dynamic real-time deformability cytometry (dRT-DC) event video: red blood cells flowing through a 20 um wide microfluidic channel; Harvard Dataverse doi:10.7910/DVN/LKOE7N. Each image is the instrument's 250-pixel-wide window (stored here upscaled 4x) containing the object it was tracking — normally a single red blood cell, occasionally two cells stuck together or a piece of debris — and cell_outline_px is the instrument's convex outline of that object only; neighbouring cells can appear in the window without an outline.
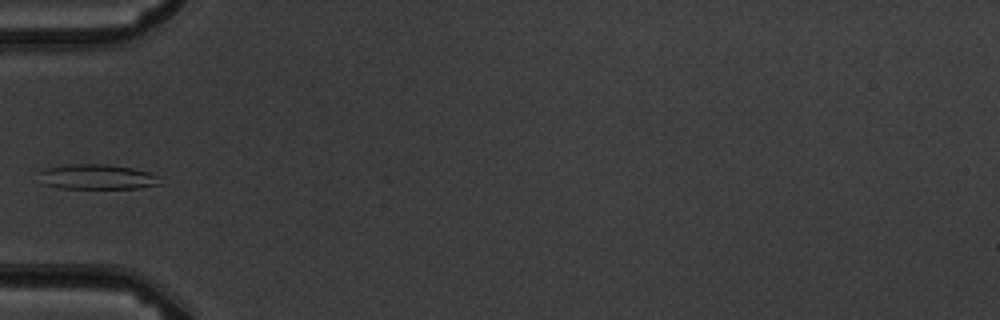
{"species": "common noctule bat (a hibernating species)", "species_latin": "Nyctalus noctula", "temperature_condition": "warm", "stored_images_in_passage": 6, "camera_frame_rate_fps": 3000, "um_per_image_px": 0.085, "animal": {"sex": "male", "body_mass_g": 19.5, "forearm_length_mm": 54.6}, "frame": {"image": 1, "passage_image": 5, "time_ms": 4.667, "image_size_px": [1000, 320], "cell_outline_px": [[160, 184], [140, 188], [60, 188], [44, 184], [40, 172], [44, 168], [68, 164], [108, 164], [132, 168], [148, 172], [156, 176]], "centroid_in_image_um": [8.24, 15.03], "position_along_channel_um": 76.8, "area_um2": 17.4}}
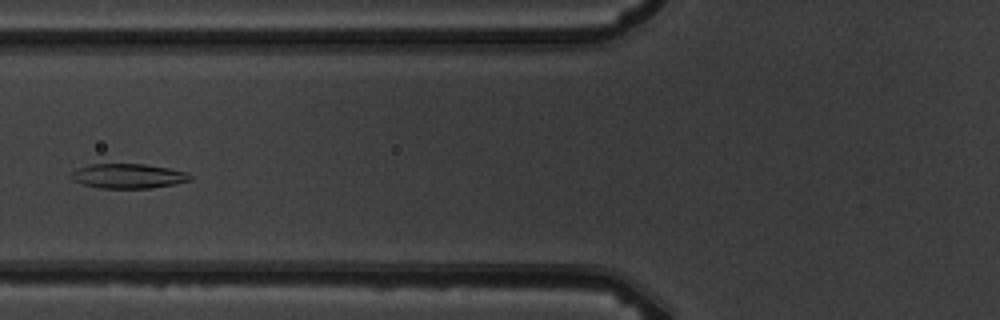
{"frame": {"image": 2, "passage_image": 6, "time_ms": 5.667, "image_size_px": [1000, 320], "cell_outline_px": [[192, 180], [176, 184], [152, 188], [100, 188], [84, 184], [72, 180], [68, 176], [76, 168], [88, 164], [144, 164], [168, 168], [188, 172], [192, 176]], "centroid_in_image_um": [10.89, 14.96], "position_along_channel_um": 114.9, "area_um2": 17.28}}